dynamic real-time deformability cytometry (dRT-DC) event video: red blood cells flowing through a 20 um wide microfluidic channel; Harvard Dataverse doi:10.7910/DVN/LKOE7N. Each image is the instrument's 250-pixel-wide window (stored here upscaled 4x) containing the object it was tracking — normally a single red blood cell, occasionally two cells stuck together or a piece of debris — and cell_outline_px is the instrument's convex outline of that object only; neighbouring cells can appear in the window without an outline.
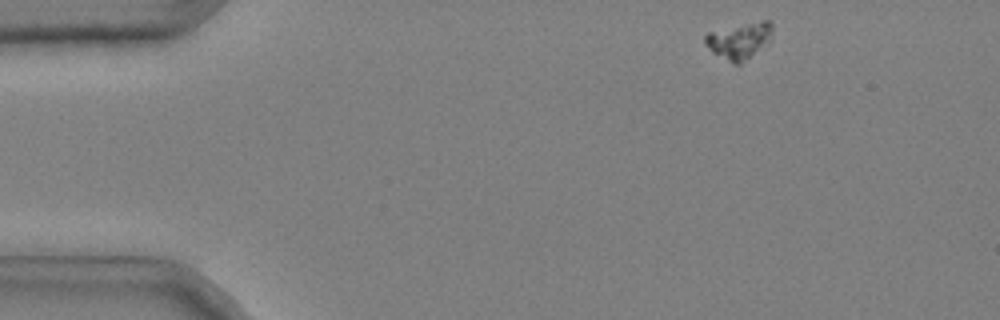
{"species": "common noctule bat (a hibernating species)", "species_latin": "Nyctalus noctula", "temperature_condition": "cold", "stored_images_in_passage": 41, "camera_frame_rate_fps": 3000, "um_per_image_px": 0.085, "animal": {"sex": "male", "body_mass_g": 20.4}, "frame": {"image": 1, "passage_image": 1, "time_ms": 0.0, "image_size_px": [1000, 320], "cell_outline_px": [[772, 40], [740, 64], [732, 64], [712, 52], [704, 44], [704, 36], [708, 32], [744, 24], [764, 20], [772, 20]], "centroid_in_image_um": [62.85, 3.46], "position_along_channel_um": 22.1, "area_um2": 14.28}}
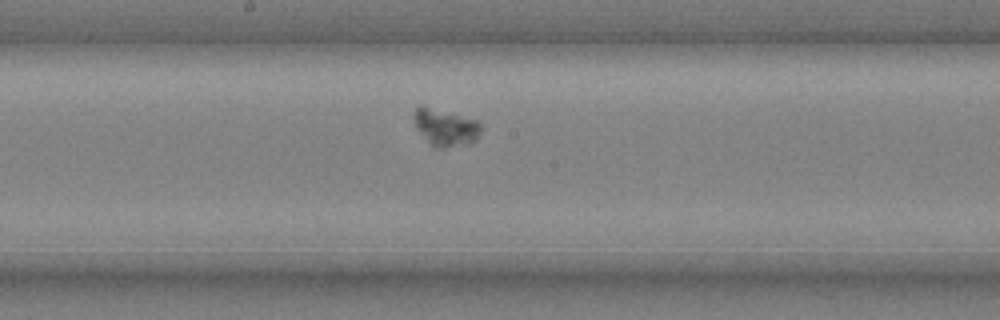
{"frame": {"image": 2, "passage_image": 23, "time_ms": 7.333, "image_size_px": [1000, 320], "cell_outline_px": [[480, 132], [476, 140], [468, 144], [444, 148], [432, 148], [416, 128], [412, 116], [412, 112], [420, 104], [476, 120], [480, 124]], "centroid_in_image_um": [37.8, 10.84], "position_along_channel_um": 210.4, "area_um2": 14.68}}
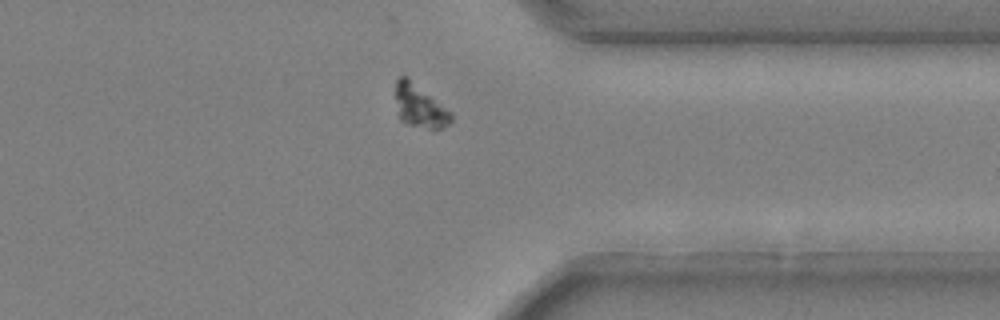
{"frame": {"image": 3, "passage_image": 37, "time_ms": 12.0, "image_size_px": [1000, 320], "cell_outline_px": [[452, 120], [444, 128], [428, 128], [408, 124], [400, 120], [396, 96], [396, 80], [400, 76], [408, 76], [452, 112]], "centroid_in_image_um": [35.7, 8.99], "position_along_channel_um": 375.7, "area_um2": 13.81}}